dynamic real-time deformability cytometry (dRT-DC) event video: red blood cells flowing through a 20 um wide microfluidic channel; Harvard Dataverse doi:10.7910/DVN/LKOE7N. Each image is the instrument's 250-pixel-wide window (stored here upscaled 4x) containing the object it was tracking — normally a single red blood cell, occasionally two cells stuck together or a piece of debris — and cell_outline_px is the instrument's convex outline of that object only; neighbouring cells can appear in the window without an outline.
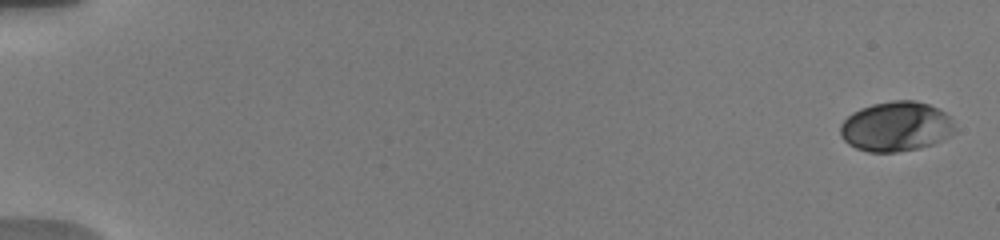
{"species": "human", "species_latin": "Homo sapiens", "temperature_condition": "warm", "stored_images_in_passage": 26, "camera_frame_rate_fps": 3000, "um_per_image_px": 0.085, "donor": {"sex": "male"}, "frame": {"image": 1, "passage_image": 1, "time_ms": 0.0, "image_size_px": [1000, 240], "cell_outline_px": [[952, 132], [948, 136], [932, 144], [920, 148], [896, 152], [868, 152], [856, 148], [848, 144], [840, 136], [840, 124], [852, 112], [860, 108], [872, 104], [892, 100], [912, 100], [928, 104], [944, 112], [948, 116], [952, 124]], "centroid_in_image_um": [76.09, 10.75], "position_along_channel_um": 8.9, "area_um2": 33.0}}
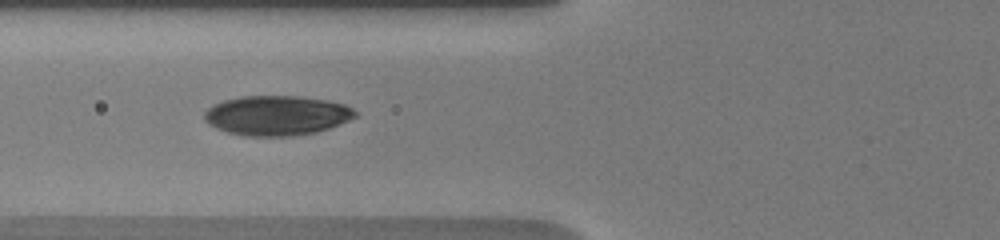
{"frame": {"image": 2, "passage_image": 19, "time_ms": 7.333, "image_size_px": [1000, 240], "cell_outline_px": [[356, 116], [340, 124], [316, 132], [292, 136], [244, 136], [228, 132], [216, 128], [208, 124], [204, 120], [204, 112], [208, 108], [224, 100], [240, 96], [300, 96], [328, 100], [344, 104], [352, 108], [356, 112]], "centroid_in_image_um": [23.51, 9.81], "position_along_channel_um": 102.3, "area_um2": 34.97}}
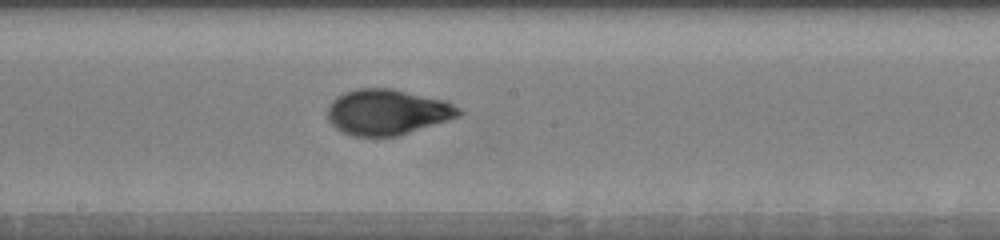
{"frame": {"image": 3, "passage_image": 26, "time_ms": 10.333, "image_size_px": [1000, 240], "cell_outline_px": [[464, 112], [460, 116], [396, 136], [352, 136], [336, 128], [328, 120], [328, 108], [332, 100], [336, 96], [344, 92], [356, 88], [392, 88], [448, 100], [460, 108]], "centroid_in_image_um": [32.94, 9.5], "position_along_channel_um": 215.3, "area_um2": 35.03}}